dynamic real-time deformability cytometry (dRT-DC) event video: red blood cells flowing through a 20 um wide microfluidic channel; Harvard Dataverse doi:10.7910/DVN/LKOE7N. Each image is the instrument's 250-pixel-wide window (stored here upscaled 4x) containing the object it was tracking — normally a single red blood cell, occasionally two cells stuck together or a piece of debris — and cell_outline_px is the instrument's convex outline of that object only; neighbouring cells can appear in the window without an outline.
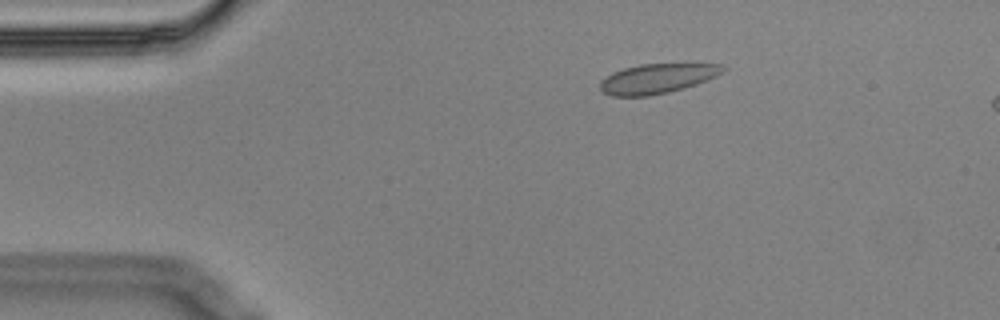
{"species": "Egyptian fruit bat (a non-hibernating species)", "species_latin": "Rousettus aegyptiacus", "temperature_condition": "cold", "stored_images_in_passage": 7, "camera_frame_rate_fps": 3000, "um_per_image_px": 0.085, "animal": {"sex": "male"}, "frame": {"image": 1, "passage_image": 1, "time_ms": 0.0, "image_size_px": [1000, 320], "cell_outline_px": [[728, 68], [716, 76], [696, 84], [684, 88], [668, 92], [648, 96], [612, 96], [600, 92], [600, 80], [612, 72], [624, 68], [640, 64], [688, 60], [724, 64]], "centroid_in_image_um": [55.96, 6.61], "position_along_channel_um": 29.0, "area_um2": 22.54}}
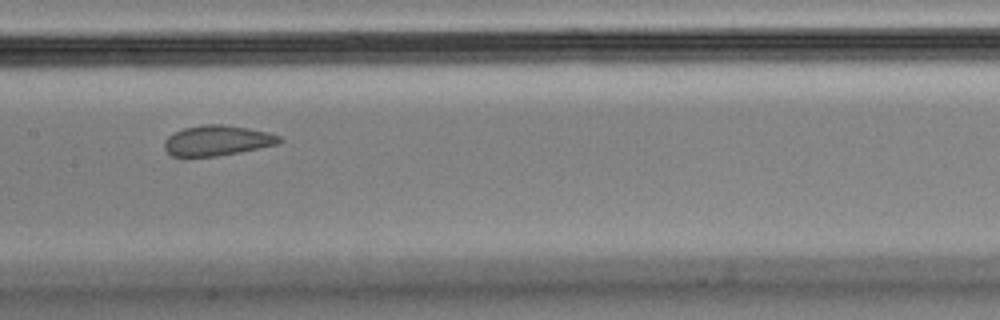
{"frame": {"image": 2, "passage_image": 6, "time_ms": 1.667, "image_size_px": [1000, 320], "cell_outline_px": [[284, 140], [276, 144], [240, 152], [216, 156], [172, 156], [164, 148], [164, 140], [168, 136], [184, 128], [204, 124], [220, 124], [248, 128], [268, 132], [280, 136]], "centroid_in_image_um": [18.46, 11.94], "position_along_channel_um": 188.9, "area_um2": 20.11}}
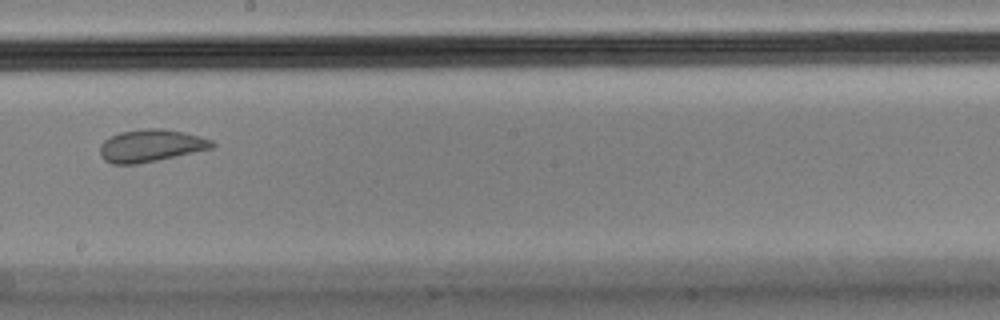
{"frame": {"image": 3, "passage_image": 7, "time_ms": 2.0, "image_size_px": [1000, 320], "cell_outline_px": [[216, 144], [212, 148], [176, 156], [136, 164], [112, 164], [104, 160], [100, 156], [100, 144], [104, 140], [120, 132], [140, 128], [164, 128], [184, 132], [200, 136], [212, 140]], "centroid_in_image_um": [12.8, 12.37], "position_along_channel_um": 235.4, "area_um2": 21.21}}